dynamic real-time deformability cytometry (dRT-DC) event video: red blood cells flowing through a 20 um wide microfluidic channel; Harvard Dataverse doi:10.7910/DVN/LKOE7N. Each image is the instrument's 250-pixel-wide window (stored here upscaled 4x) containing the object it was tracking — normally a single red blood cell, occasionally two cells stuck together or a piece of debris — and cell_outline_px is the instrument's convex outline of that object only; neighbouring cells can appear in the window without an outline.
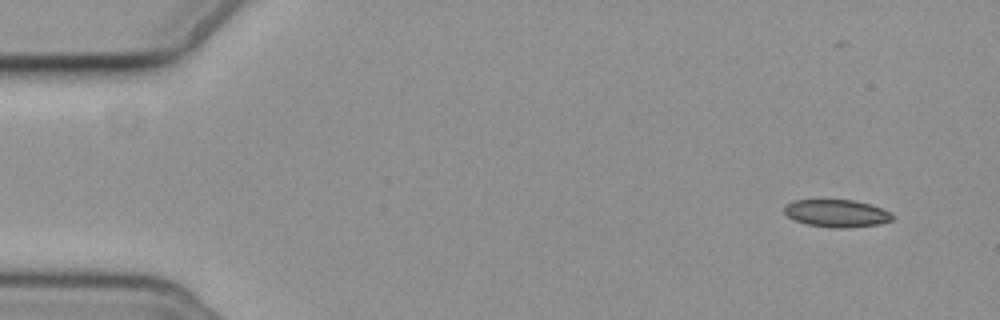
{"species": "common noctule bat (a hibernating species)", "species_latin": "Nyctalus noctula", "temperature_condition": "cold", "stored_images_in_passage": 5, "camera_frame_rate_fps": 3000, "um_per_image_px": 0.085, "animal": {"sex": "female", "body_mass_g": 19.3, "forearm_length_mm": 54.1}, "frame": {"image": 1, "passage_image": 1, "time_ms": 0.0, "image_size_px": [1000, 320], "cell_outline_px": [[896, 216], [892, 220], [880, 224], [840, 228], [832, 228], [808, 224], [796, 220], [788, 216], [784, 212], [784, 204], [792, 200], [852, 200], [872, 204], [892, 212]], "centroid_in_image_um": [71.15, 18.12], "position_along_channel_um": 13.8, "area_um2": 17.46}}
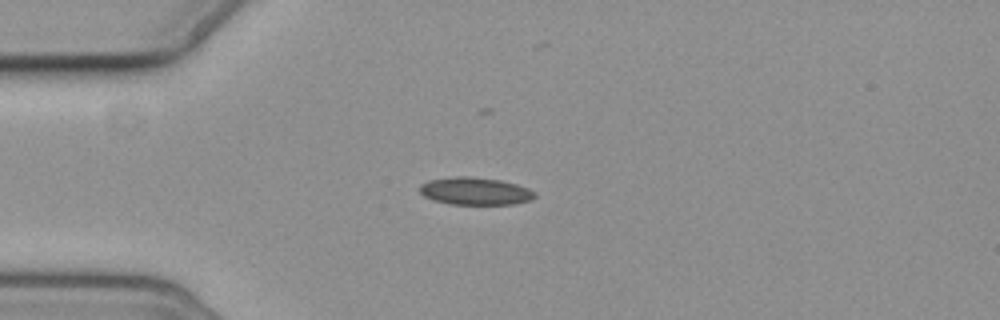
{"frame": {"image": 2, "passage_image": 3, "time_ms": 3.667, "image_size_px": [1000, 320], "cell_outline_px": [[536, 196], [532, 200], [516, 204], [452, 204], [432, 200], [424, 196], [420, 192], [420, 184], [428, 180], [456, 176], [468, 176], [500, 180], [516, 184], [528, 188], [536, 192]], "centroid_in_image_um": [40.4, 16.25], "position_along_channel_um": 44.6, "area_um2": 18.55}}
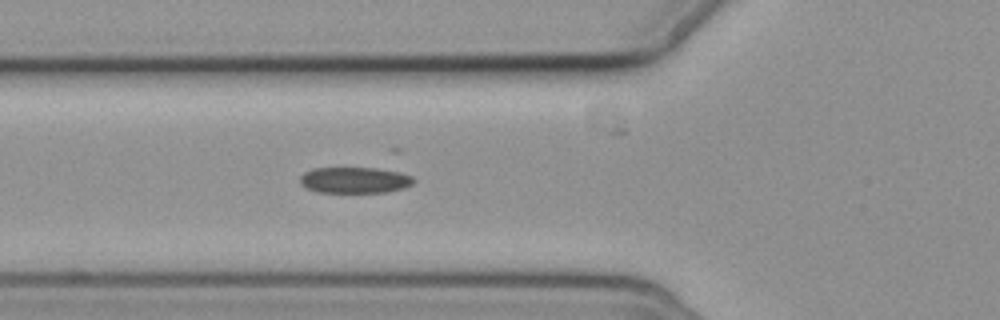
{"frame": {"image": 3, "passage_image": 5, "time_ms": 5.667, "image_size_px": [1000, 320], "cell_outline_px": [[416, 180], [412, 184], [404, 188], [388, 192], [316, 192], [304, 188], [300, 184], [300, 176], [304, 172], [312, 168], [392, 168], [412, 176]], "centroid_in_image_um": [30.18, 15.3], "position_along_channel_um": 95.6, "area_um2": 17.74}}